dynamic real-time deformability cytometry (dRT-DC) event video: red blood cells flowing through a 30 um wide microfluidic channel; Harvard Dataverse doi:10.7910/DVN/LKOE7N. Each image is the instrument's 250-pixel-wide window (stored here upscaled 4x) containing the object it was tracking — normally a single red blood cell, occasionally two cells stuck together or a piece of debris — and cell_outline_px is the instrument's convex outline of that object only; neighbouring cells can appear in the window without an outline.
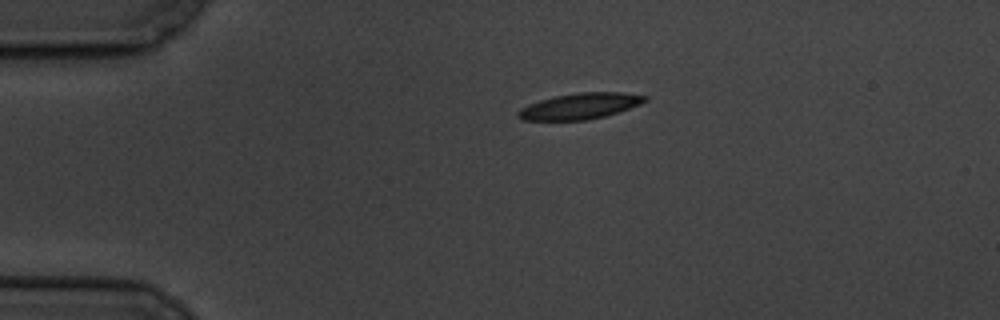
{"species": "common noctule bat (a hibernating species)", "species_latin": "Nyctalus noctula", "temperature_condition": "cold", "stored_images_in_passage": 5, "camera_frame_rate_fps": 3000, "um_per_image_px": 0.085, "animal": {"sex": "male", "body_mass_g": 19.5, "forearm_length_mm": 54.6}, "frame": {"image": 1, "passage_image": 1, "time_ms": 0.0, "image_size_px": [1000, 320], "cell_outline_px": [[648, 100], [640, 104], [604, 116], [584, 120], [524, 120], [516, 116], [516, 112], [520, 108], [528, 104], [540, 100], [556, 96], [580, 92], [624, 92], [648, 96]], "centroid_in_image_um": [49.28, 9.01], "position_along_channel_um": 35.7, "area_um2": 19.07}}
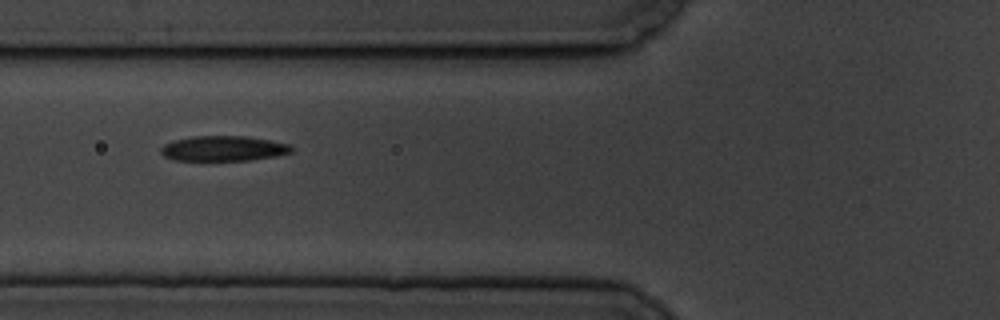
{"frame": {"image": 2, "passage_image": 4, "time_ms": 3.333, "image_size_px": [1000, 320], "cell_outline_px": [[296, 148], [292, 152], [276, 156], [248, 160], [172, 160], [164, 156], [160, 152], [160, 148], [164, 144], [172, 140], [192, 136], [248, 136], [292, 144]], "centroid_in_image_um": [19.02, 12.61], "position_along_channel_um": 106.8, "area_um2": 19.42}}
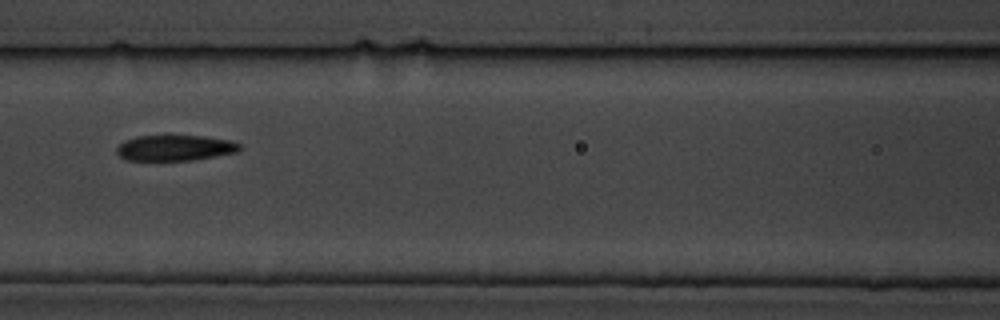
{"frame": {"image": 3, "passage_image": 5, "time_ms": 4.667, "image_size_px": [1000, 320], "cell_outline_px": [[240, 148], [236, 152], [216, 156], [192, 160], [128, 160], [120, 156], [116, 152], [116, 148], [124, 140], [136, 136], [204, 136], [232, 140], [240, 144]], "centroid_in_image_um": [14.87, 12.56], "position_along_channel_um": 151.7, "area_um2": 18.32}}